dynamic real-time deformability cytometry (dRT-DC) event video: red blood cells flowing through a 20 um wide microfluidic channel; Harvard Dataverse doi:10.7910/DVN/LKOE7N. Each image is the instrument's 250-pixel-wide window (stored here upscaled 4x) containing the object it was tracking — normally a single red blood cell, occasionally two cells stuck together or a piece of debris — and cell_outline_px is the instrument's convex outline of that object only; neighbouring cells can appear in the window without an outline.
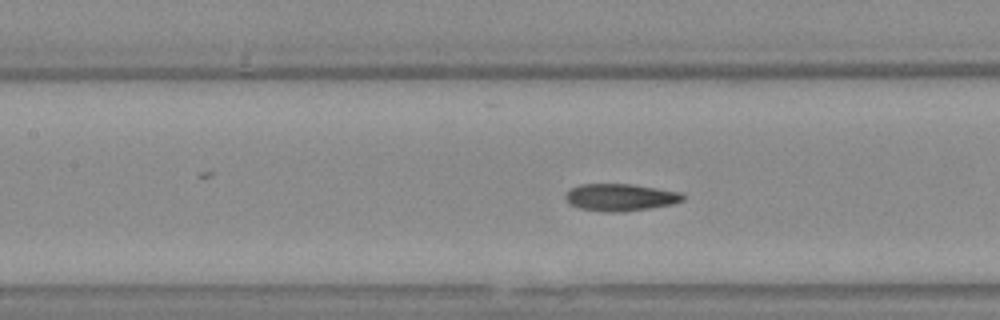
{"species": "Egyptian fruit bat (a non-hibernating species)", "species_latin": "Rousettus aegyptiacus", "temperature_condition": "warm", "stored_images_in_passage": 55, "camera_frame_rate_fps": 3000, "um_per_image_px": 0.085, "animal": {"sex": "female"}, "frame": {"image": 1, "passage_image": 24, "time_ms": 7.667, "image_size_px": [1000, 320], "cell_outline_px": [[684, 200], [672, 204], [648, 208], [620, 212], [604, 212], [580, 208], [572, 204], [564, 196], [568, 188], [580, 184], [632, 184], [680, 192], [684, 196]], "centroid_in_image_um": [52.7, 16.76], "position_along_channel_um": 154.7, "area_um2": 18.5}}
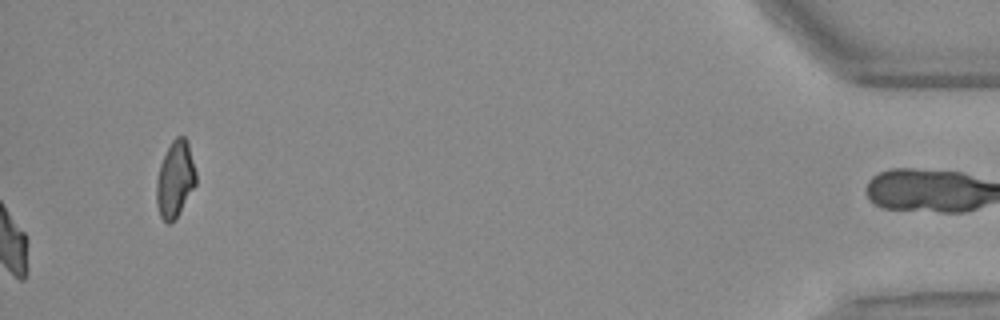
{"frame": {"image": 2, "passage_image": 55, "time_ms": 18.0, "image_size_px": [1000, 320], "cell_outline_px": [[196, 184], [176, 220], [168, 224], [160, 216], [156, 204], [156, 180], [160, 164], [172, 140], [176, 136], [184, 136], [188, 140], [196, 172]], "centroid_in_image_um": [14.89, 15.25], "position_along_channel_um": 420.3, "area_um2": 17.8}, "authors_computed_cell_mechanics": {"area_um2": 18.0336, "velocity_mm_per_s": 3.7554, "shape_relaxation_time_tau1_ms": 11.0064, "shape_relaxation_time_tau2_ms": 2.5154, "deformation_change_tau1": 0.2258, "deformation_change_tau2": 0.0864}}